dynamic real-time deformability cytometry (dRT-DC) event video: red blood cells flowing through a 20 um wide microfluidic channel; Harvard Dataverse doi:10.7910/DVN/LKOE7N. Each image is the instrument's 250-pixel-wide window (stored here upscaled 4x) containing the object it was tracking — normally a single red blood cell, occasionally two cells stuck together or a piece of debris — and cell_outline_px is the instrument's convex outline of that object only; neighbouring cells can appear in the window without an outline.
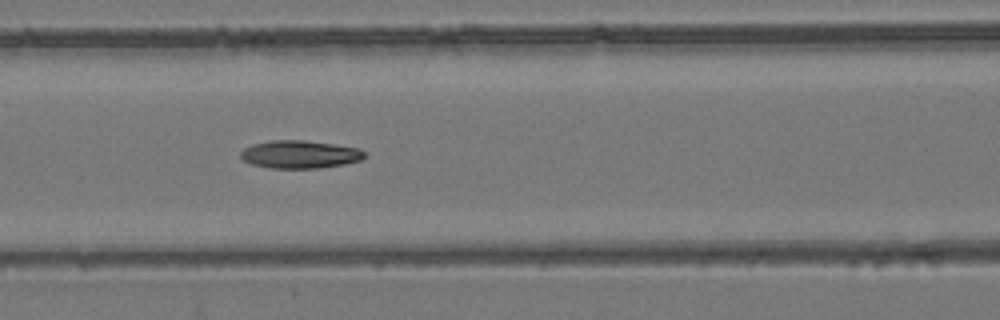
{"species": "common noctule bat (a hibernating species)", "species_latin": "Nyctalus noctula", "temperature_condition": "room temperature", "stored_images_in_passage": 5, "camera_frame_rate_fps": 3000, "um_per_image_px": 0.085, "animal": {"sex": "female", "body_mass_g": 24.6, "forearm_length_mm": 56.2}, "frame": {"image": 1, "passage_image": 4, "time_ms": 1.0, "image_size_px": [1000, 320], "cell_outline_px": [[364, 156], [360, 160], [344, 164], [320, 168], [272, 168], [252, 164], [244, 160], [240, 156], [240, 152], [244, 148], [252, 144], [268, 140], [304, 140], [336, 144], [360, 148], [364, 152]], "centroid_in_image_um": [25.47, 13.11], "position_along_channel_um": 141.1, "area_um2": 20.17}}
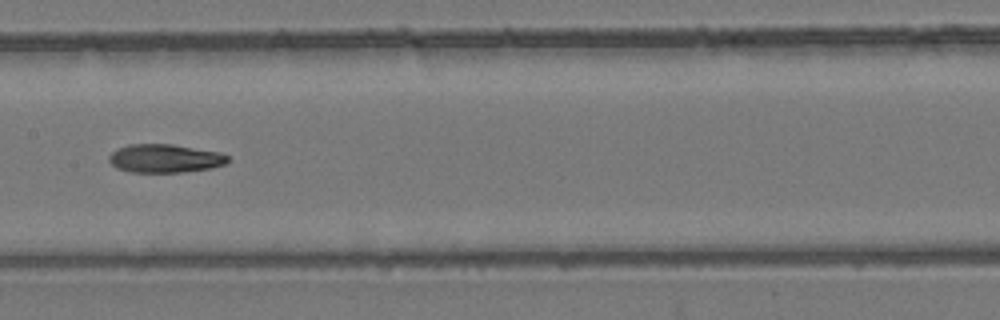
{"frame": {"image": 2, "passage_image": 5, "time_ms": 1.333, "image_size_px": [1000, 320], "cell_outline_px": [[232, 160], [224, 164], [212, 168], [184, 172], [132, 172], [116, 168], [108, 160], [108, 156], [112, 152], [128, 144], [172, 144], [220, 152], [228, 156]], "centroid_in_image_um": [14.04, 13.47], "position_along_channel_um": 193.4, "area_um2": 19.77}}